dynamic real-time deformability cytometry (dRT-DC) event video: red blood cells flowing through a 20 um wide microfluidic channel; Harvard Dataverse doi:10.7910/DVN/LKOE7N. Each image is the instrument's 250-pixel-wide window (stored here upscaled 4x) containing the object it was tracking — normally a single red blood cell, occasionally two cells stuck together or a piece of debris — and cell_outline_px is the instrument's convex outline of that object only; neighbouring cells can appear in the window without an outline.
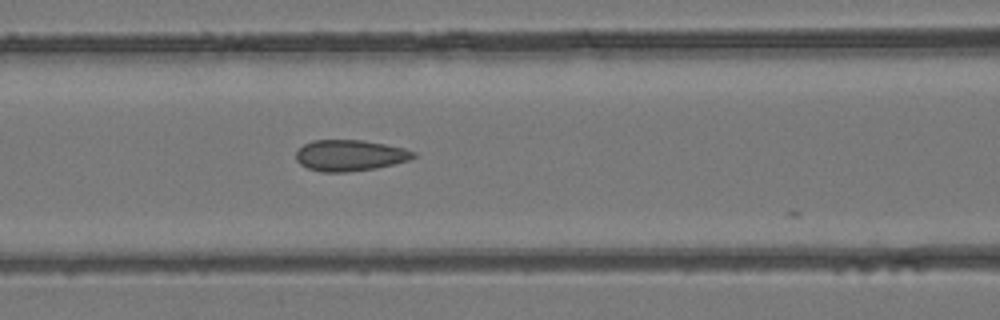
{"species": "common noctule bat (a hibernating species)", "species_latin": "Nyctalus noctula", "temperature_condition": "room temperature", "stored_images_in_passage": 4, "camera_frame_rate_fps": 3000, "um_per_image_px": 0.085, "animal": {"sex": "female", "body_mass_g": 24.6, "forearm_length_mm": 56.2}, "frame": {"image": 1, "passage_image": 4, "time_ms": 1.0, "image_size_px": [1000, 320], "cell_outline_px": [[416, 156], [408, 160], [376, 168], [348, 172], [320, 172], [308, 168], [300, 164], [296, 160], [296, 152], [304, 144], [312, 140], [364, 140], [404, 148], [416, 152]], "centroid_in_image_um": [29.72, 13.21], "position_along_channel_um": 136.9, "area_um2": 21.27}}